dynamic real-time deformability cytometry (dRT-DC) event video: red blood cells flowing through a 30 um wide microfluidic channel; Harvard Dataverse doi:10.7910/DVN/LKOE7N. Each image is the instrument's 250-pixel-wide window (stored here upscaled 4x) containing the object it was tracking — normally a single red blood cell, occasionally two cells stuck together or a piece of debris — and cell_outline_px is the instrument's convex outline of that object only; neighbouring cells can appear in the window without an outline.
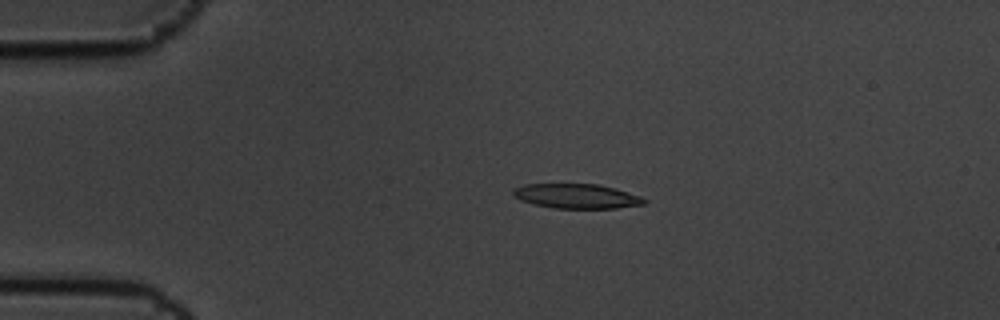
{"species": "common noctule bat (a hibernating species)", "species_latin": "Nyctalus noctula", "temperature_condition": "cold", "stored_images_in_passage": 5, "camera_frame_rate_fps": 3000, "um_per_image_px": 0.085, "animal": {"sex": "male", "body_mass_g": 19.5, "forearm_length_mm": 54.6}, "frame": {"image": 1, "passage_image": 4, "time_ms": 1.0, "image_size_px": [1000, 320], "cell_outline_px": [[648, 200], [644, 204], [616, 208], [552, 208], [520, 200], [512, 196], [512, 188], [524, 184], [600, 184], [616, 188], [640, 196]], "centroid_in_image_um": [48.99, 16.66], "position_along_channel_um": 36.0, "area_um2": 18.9}}